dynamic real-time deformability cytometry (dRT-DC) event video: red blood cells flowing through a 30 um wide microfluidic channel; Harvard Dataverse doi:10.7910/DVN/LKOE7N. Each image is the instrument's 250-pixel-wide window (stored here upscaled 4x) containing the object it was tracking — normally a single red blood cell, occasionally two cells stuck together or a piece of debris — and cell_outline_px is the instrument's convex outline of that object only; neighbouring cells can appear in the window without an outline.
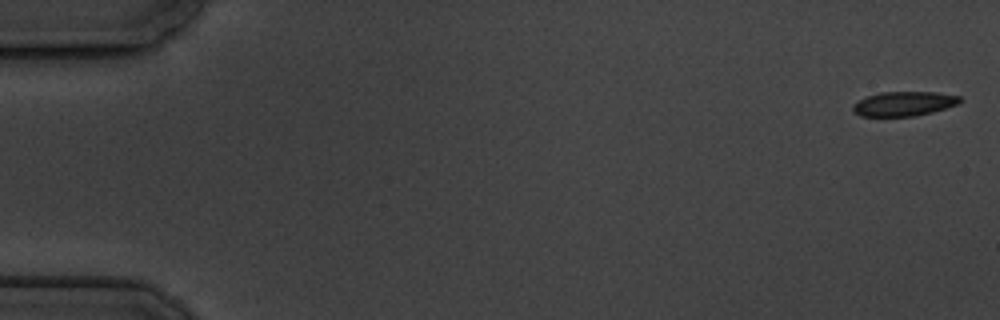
{"species": "common noctule bat (a hibernating species)", "species_latin": "Nyctalus noctula", "temperature_condition": "cold", "stored_images_in_passage": 6, "camera_frame_rate_fps": 3000, "um_per_image_px": 0.085, "animal": {"sex": "male", "body_mass_g": 19.5, "forearm_length_mm": 54.6}, "frame": {"image": 1, "passage_image": 1, "time_ms": 0.0, "image_size_px": [1000, 320], "cell_outline_px": [[964, 100], [956, 104], [932, 112], [912, 116], [860, 116], [852, 112], [852, 104], [868, 96], [880, 92], [936, 92], [960, 96]], "centroid_in_image_um": [76.81, 8.81], "position_along_channel_um": 8.2, "area_um2": 15.2}}
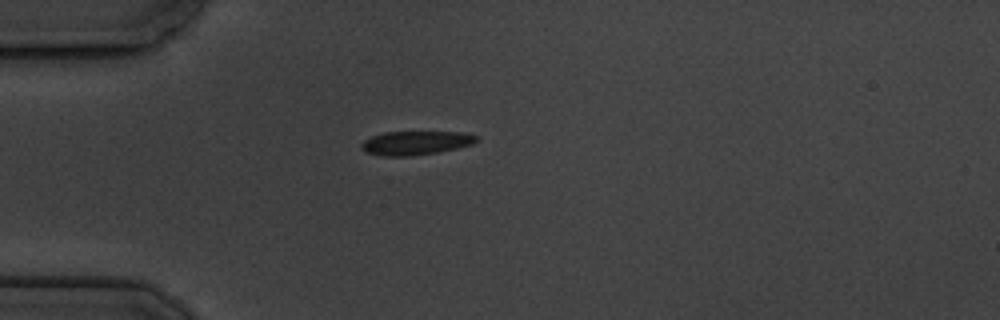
{"frame": {"image": 2, "passage_image": 5, "time_ms": 5.0, "image_size_px": [1000, 320], "cell_outline_px": [[480, 140], [472, 144], [456, 148], [436, 152], [412, 156], [384, 156], [368, 152], [360, 148], [360, 144], [364, 140], [372, 136], [384, 132], [464, 132], [480, 136]], "centroid_in_image_um": [35.37, 12.14], "position_along_channel_um": 49.6, "area_um2": 16.01}}